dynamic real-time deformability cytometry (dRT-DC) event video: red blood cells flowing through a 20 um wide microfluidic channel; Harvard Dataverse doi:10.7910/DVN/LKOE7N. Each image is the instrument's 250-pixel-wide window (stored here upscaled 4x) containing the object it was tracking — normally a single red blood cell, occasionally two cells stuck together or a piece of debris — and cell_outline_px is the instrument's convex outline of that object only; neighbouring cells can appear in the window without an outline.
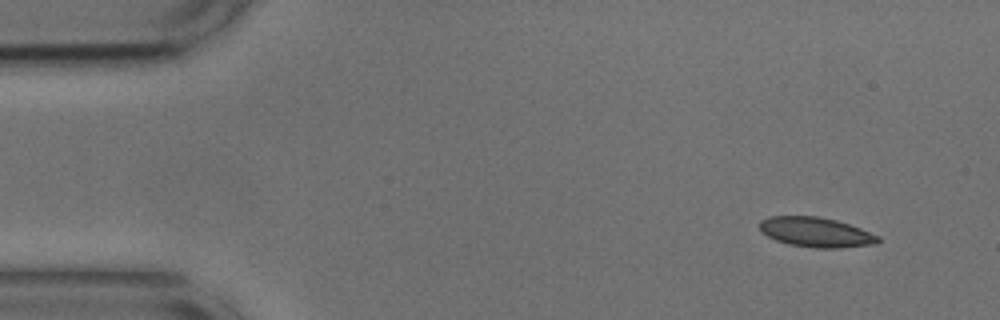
{"species": "common noctule bat (a hibernating species)", "species_latin": "Nyctalus noctula", "temperature_condition": "cold", "stored_images_in_passage": 50, "camera_frame_rate_fps": 3000, "um_per_image_px": 0.085, "animal": {"sex": "male", "body_mass_g": 17.9, "forearm_length_mm": 54.2}, "frame": {"image": 1, "passage_image": 1, "time_ms": 0.0, "image_size_px": [1000, 320], "cell_outline_px": [[880, 240], [876, 244], [840, 248], [816, 248], [788, 244], [776, 240], [760, 232], [760, 220], [768, 216], [816, 216], [836, 220], [860, 228], [880, 236]], "centroid_in_image_um": [69.35, 19.74], "position_along_channel_um": 15.7, "area_um2": 20.63}}
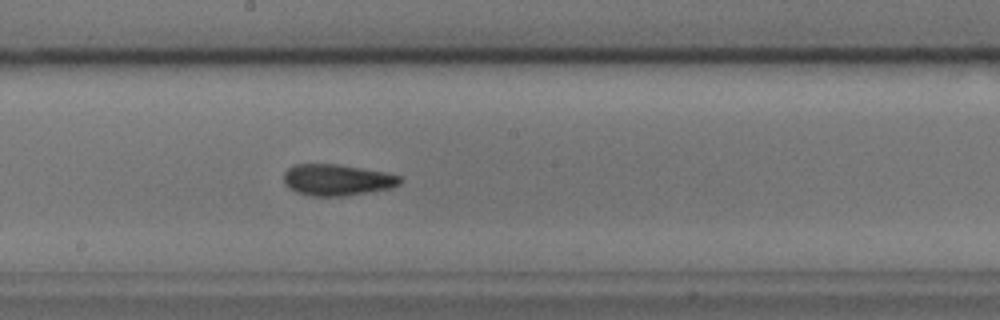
{"frame": {"image": 2, "passage_image": 25, "time_ms": 8.0, "image_size_px": [1000, 320], "cell_outline_px": [[404, 180], [400, 184], [388, 188], [344, 196], [308, 196], [296, 192], [288, 188], [284, 184], [284, 172], [288, 168], [296, 164], [336, 164], [388, 172], [400, 176]], "centroid_in_image_um": [28.63, 15.29], "position_along_channel_um": 219.6, "area_um2": 21.33}}
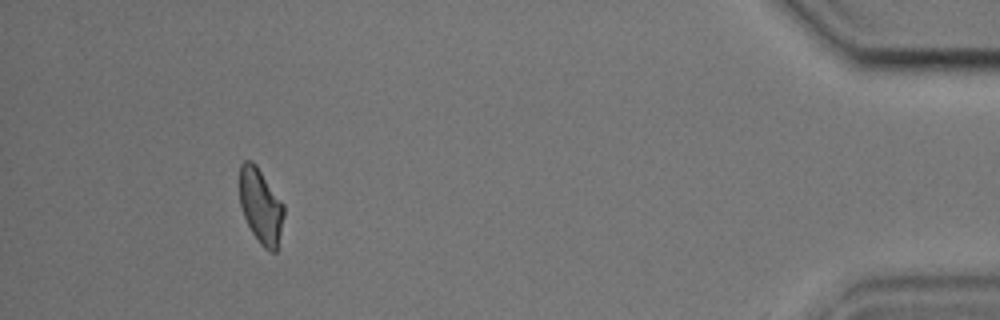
{"frame": {"image": 3, "passage_image": 46, "time_ms": 15.0, "image_size_px": [1000, 320], "cell_outline_px": [[284, 216], [276, 252], [272, 252], [264, 248], [260, 244], [252, 232], [244, 216], [240, 204], [240, 164], [244, 160], [252, 160], [256, 164], [284, 204]], "centroid_in_image_um": [22.17, 17.49], "position_along_channel_um": 413.0, "area_um2": 19.31}, "authors_computed_cell_mechanics": {"area_um2": 20.808, "velocity_mm_per_s": 3.6948, "shape_relaxation_time_tau1_ms": 7.1417, "shape_relaxation_time_tau2_ms": 2.7431, "deformation_change_tau1": 0.1257, "deformation_change_tau2": 0.0593}}